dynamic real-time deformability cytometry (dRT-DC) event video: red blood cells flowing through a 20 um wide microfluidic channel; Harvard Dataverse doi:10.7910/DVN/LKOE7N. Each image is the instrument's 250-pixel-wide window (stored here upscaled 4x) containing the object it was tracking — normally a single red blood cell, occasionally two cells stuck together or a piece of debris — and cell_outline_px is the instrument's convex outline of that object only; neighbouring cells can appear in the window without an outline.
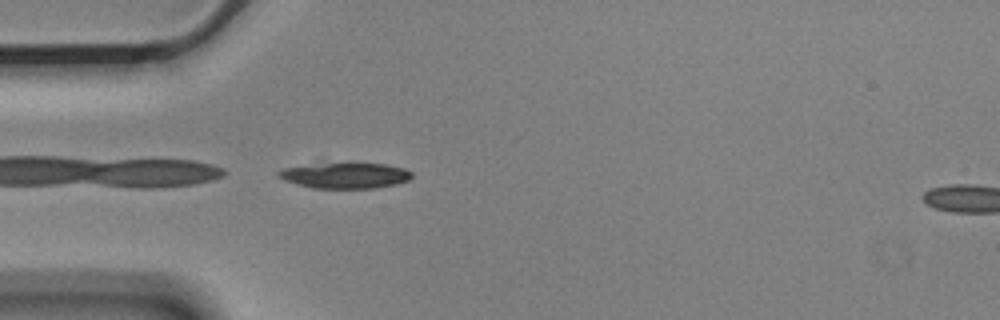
{"species": "Egyptian fruit bat (a non-hibernating species)", "species_latin": "Rousettus aegyptiacus", "temperature_condition": "cold", "stored_images_in_passage": 4, "segment_of_instrument_passage": [1, 2], "camera_frame_rate_fps": 3000, "um_per_image_px": 0.085, "animal": {"sex": "male"}, "frame": {"image": 1, "passage_image": 3, "time_ms": 0.667, "image_size_px": [1000, 320], "cell_outline_px": [[412, 176], [408, 180], [396, 184], [372, 188], [312, 188], [296, 184], [284, 180], [276, 172], [284, 168], [324, 164], [384, 164], [404, 168], [412, 172]], "centroid_in_image_um": [29.37, 14.93], "position_along_channel_um": 55.6, "area_um2": 19.42}}